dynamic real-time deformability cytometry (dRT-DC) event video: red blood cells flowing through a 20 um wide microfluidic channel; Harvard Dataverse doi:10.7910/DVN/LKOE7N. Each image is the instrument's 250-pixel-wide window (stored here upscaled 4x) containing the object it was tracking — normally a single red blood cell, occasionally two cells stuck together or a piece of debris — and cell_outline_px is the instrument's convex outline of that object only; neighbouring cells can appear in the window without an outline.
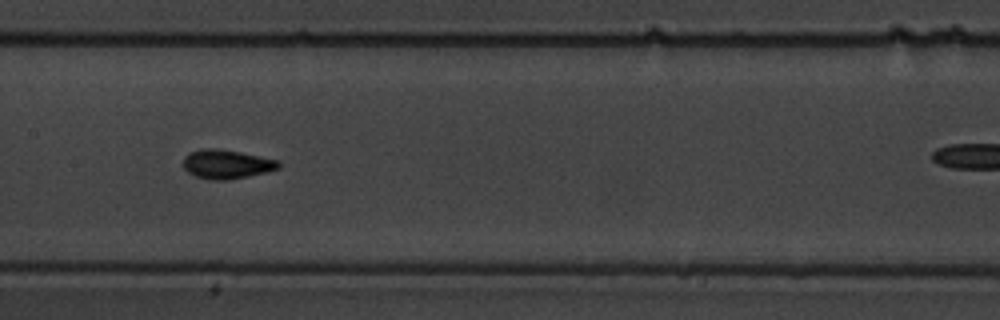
{"species": "common noctule bat (a hibernating species)", "species_latin": "Nyctalus noctula", "temperature_condition": "warm", "stored_images_in_passage": 17, "camera_frame_rate_fps": 3000, "um_per_image_px": 0.085, "animal": {"sex": "male", "body_mass_g": 19.5, "forearm_length_mm": 54.6}, "frame": {"image": 1, "passage_image": 8, "time_ms": 9.0, "image_size_px": [1000, 320], "cell_outline_px": [[280, 168], [268, 172], [248, 176], [224, 180], [216, 180], [196, 176], [188, 172], [184, 168], [184, 156], [188, 152], [200, 148], [216, 148], [240, 152], [276, 160], [280, 164]], "centroid_in_image_um": [19.24, 13.94], "position_along_channel_um": 188.2, "area_um2": 16.01}}
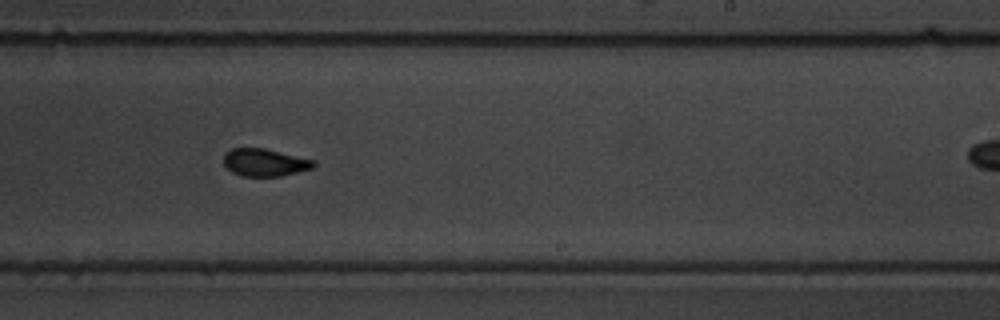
{"frame": {"image": 2, "passage_image": 10, "time_ms": 11.333, "image_size_px": [1000, 320], "cell_outline_px": [[316, 164], [312, 168], [280, 176], [240, 176], [232, 172], [224, 164], [224, 152], [232, 148], [264, 148], [316, 160]], "centroid_in_image_um": [22.49, 13.8], "position_along_channel_um": 266.5, "area_um2": 14.45}, "authors_computed_cell_mechanics": {"area_um2": 14.8546, "velocity_mm_per_s": 3.3714, "shape_relaxation_time_tau1_ms": 2.7679, "shape_relaxation_time_tau2_ms": 1.6502, "deformation_change_tau1": 0.1224, "deformation_change_tau2": 0.0725}}